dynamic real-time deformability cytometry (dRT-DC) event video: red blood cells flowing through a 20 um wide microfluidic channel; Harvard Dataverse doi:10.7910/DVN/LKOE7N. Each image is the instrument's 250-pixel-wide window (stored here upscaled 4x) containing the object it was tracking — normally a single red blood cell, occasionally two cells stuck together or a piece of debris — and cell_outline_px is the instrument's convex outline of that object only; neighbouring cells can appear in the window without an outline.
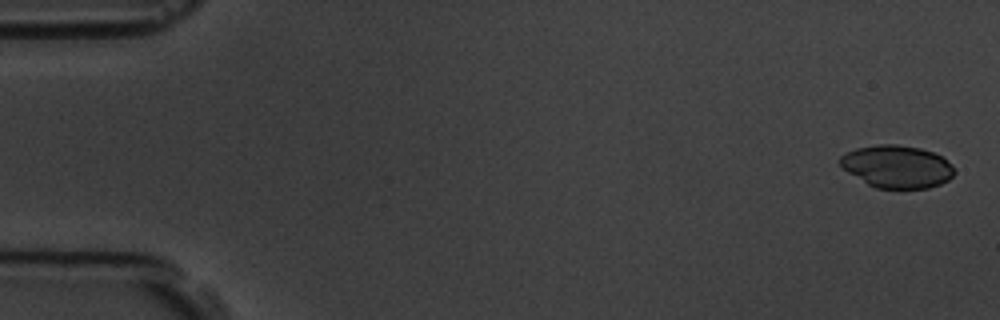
{"species": "common noctule bat (a hibernating species)", "species_latin": "Nyctalus noctula", "temperature_condition": "room temperature", "stored_images_in_passage": 13, "camera_frame_rate_fps": 3000, "um_per_image_px": 0.085, "animal": {"sex": "male", "body_mass_g": 19.5, "forearm_length_mm": 54.6}, "frame": {"image": 1, "passage_image": 1, "time_ms": 0.0, "image_size_px": [1000, 320], "cell_outline_px": [[956, 172], [948, 180], [940, 184], [928, 188], [876, 188], [868, 184], [840, 168], [840, 156], [856, 148], [880, 144], [896, 144], [920, 148], [932, 152], [940, 156], [952, 164]], "centroid_in_image_um": [76.23, 14.16], "position_along_channel_um": 8.8, "area_um2": 28.32}}